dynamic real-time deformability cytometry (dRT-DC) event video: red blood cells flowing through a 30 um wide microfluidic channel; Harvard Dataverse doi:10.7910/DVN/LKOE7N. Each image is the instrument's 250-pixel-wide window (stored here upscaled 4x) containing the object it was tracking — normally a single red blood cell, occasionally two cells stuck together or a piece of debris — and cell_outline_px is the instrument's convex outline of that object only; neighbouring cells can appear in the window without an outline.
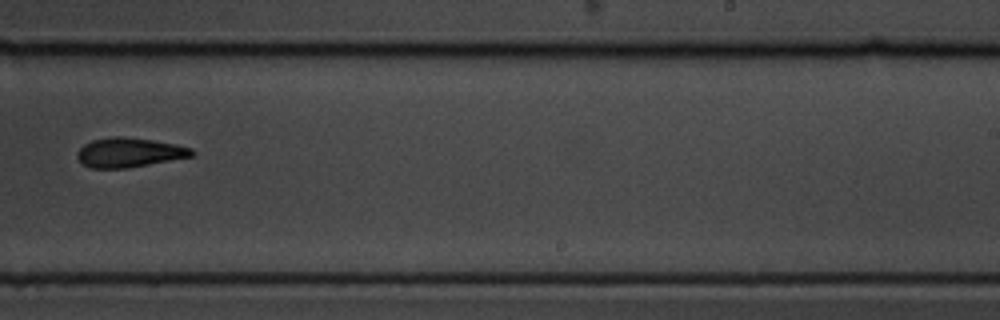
{"species": "common noctule bat (a hibernating species)", "species_latin": "Nyctalus noctula", "temperature_condition": "cold", "stored_images_in_passage": 16, "camera_frame_rate_fps": 3000, "um_per_image_px": 0.085, "animal": {"sex": "male", "body_mass_g": 19.5, "forearm_length_mm": 54.6}, "frame": {"image": 1, "passage_image": 10, "time_ms": 3.0, "image_size_px": [1000, 320], "cell_outline_px": [[196, 152], [192, 156], [128, 168], [88, 168], [76, 156], [76, 152], [84, 144], [92, 140], [112, 136], [120, 136], [152, 140], [176, 144], [192, 148]], "centroid_in_image_um": [10.97, 12.96], "position_along_channel_um": 278.0, "area_um2": 19.65}}
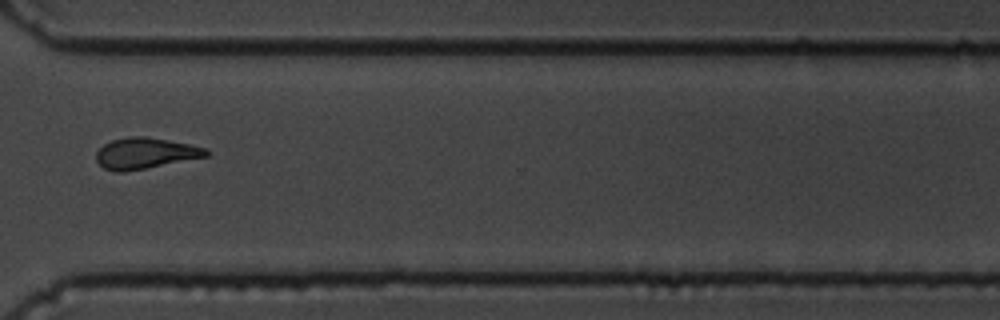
{"frame": {"image": 2, "passage_image": 12, "time_ms": 3.667, "image_size_px": [1000, 320], "cell_outline_px": [[208, 156], [124, 172], [116, 172], [104, 168], [96, 160], [96, 152], [104, 144], [112, 140], [128, 136], [144, 136], [188, 144], [208, 148]], "centroid_in_image_um": [12.32, 13.02], "position_along_channel_um": 358.3, "area_um2": 19.65}}